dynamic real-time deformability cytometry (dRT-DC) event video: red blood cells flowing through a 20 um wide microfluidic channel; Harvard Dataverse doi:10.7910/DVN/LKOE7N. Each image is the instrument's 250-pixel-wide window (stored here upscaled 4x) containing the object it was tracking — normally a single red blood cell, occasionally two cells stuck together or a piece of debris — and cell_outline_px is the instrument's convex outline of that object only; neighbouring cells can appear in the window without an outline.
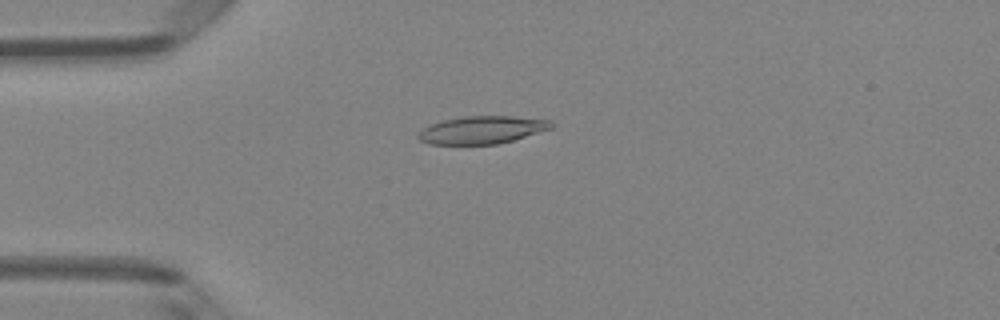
{"species": "Egyptian fruit bat (a non-hibernating species)", "species_latin": "Rousettus aegyptiacus", "temperature_condition": "room temperature", "stored_images_in_passage": 50, "camera_frame_rate_fps": 3000, "um_per_image_px": 0.085, "animal": {"sex": "female"}, "frame": {"image": 1, "passage_image": 13, "time_ms": 4.0, "image_size_px": [1000, 320], "cell_outline_px": [[556, 124], [552, 128], [512, 140], [496, 144], [428, 144], [420, 140], [416, 136], [424, 128], [432, 124], [444, 120], [464, 116], [512, 116], [552, 120]], "centroid_in_image_um": [41.0, 11.03], "position_along_channel_um": 44.0, "area_um2": 21.33}}
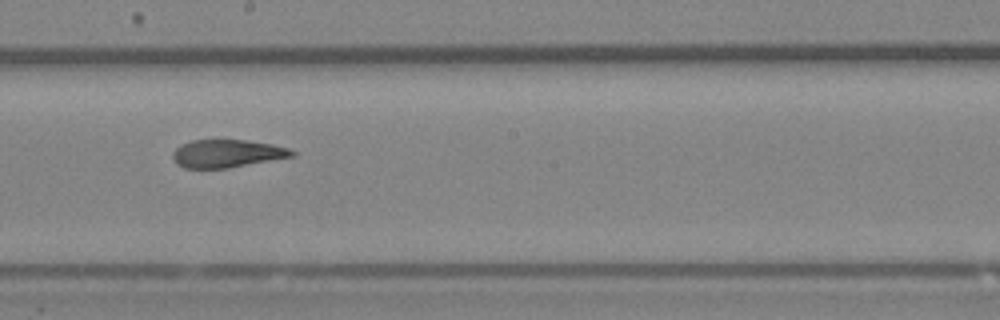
{"frame": {"image": 2, "passage_image": 28, "time_ms": 9.0, "image_size_px": [1000, 320], "cell_outline_px": [[296, 156], [228, 168], [184, 168], [176, 164], [172, 156], [172, 152], [180, 144], [192, 140], [244, 140], [272, 144], [288, 148], [296, 152]], "centroid_in_image_um": [19.29, 13.05], "position_along_channel_um": 228.9, "area_um2": 19.48}}
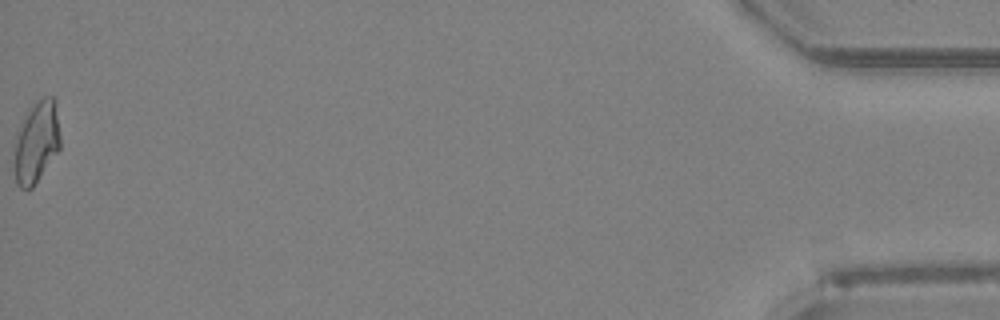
{"frame": {"image": 3, "passage_image": 50, "time_ms": 16.333, "image_size_px": [1000, 320], "cell_outline_px": [[60, 148], [32, 188], [28, 192], [20, 188], [16, 184], [16, 132], [28, 108], [36, 100], [44, 96], [52, 96], [56, 100], [60, 136]], "centroid_in_image_um": [3.12, 12.03], "position_along_channel_um": 432.1, "area_um2": 21.96}, "authors_computed_cell_mechanics": {"area_um2": 21.1837, "velocity_mm_per_s": 4.1143, "shape_relaxation_time_tau1_ms": 6.5737, "shape_relaxation_time_tau2_ms": 1.9462, "deformation_change_tau1": 0.2078, "deformation_change_tau2": 0.1057}}